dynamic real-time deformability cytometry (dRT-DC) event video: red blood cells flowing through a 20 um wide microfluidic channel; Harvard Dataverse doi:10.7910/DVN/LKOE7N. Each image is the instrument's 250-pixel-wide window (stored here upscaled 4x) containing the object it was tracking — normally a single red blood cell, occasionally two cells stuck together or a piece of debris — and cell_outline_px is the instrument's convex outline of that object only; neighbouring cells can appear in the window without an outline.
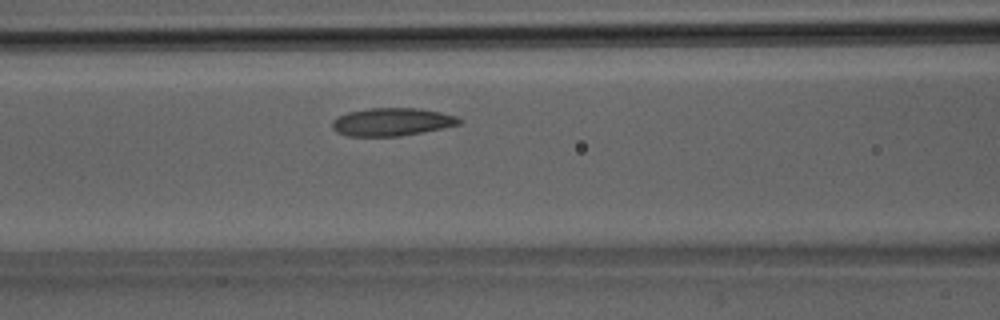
{"species": "Egyptian fruit bat (a non-hibernating species)", "species_latin": "Rousettus aegyptiacus", "temperature_condition": "room temperature", "stored_images_in_passage": 28, "camera_frame_rate_fps": 3000, "um_per_image_px": 0.085, "animal": {"sex": "male"}, "frame": {"image": 1, "passage_image": 6, "time_ms": 1.667, "image_size_px": [1000, 320], "cell_outline_px": [[464, 120], [460, 124], [424, 132], [400, 136], [348, 136], [336, 132], [332, 128], [332, 120], [336, 116], [348, 112], [368, 108], [420, 108], [440, 112], [456, 116]], "centroid_in_image_um": [33.3, 10.36], "position_along_channel_um": 133.3, "area_um2": 20.87}}
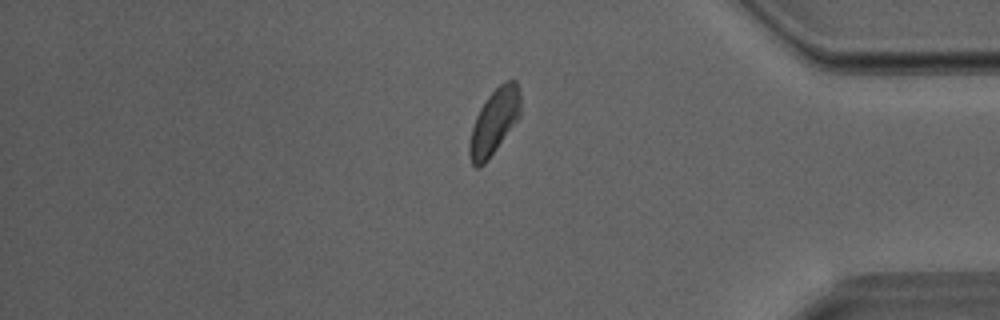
{"frame": {"image": 2, "passage_image": 22, "time_ms": 7.0, "image_size_px": [1000, 320], "cell_outline_px": [[520, 116], [488, 160], [480, 168], [476, 168], [472, 164], [468, 156], [468, 144], [472, 128], [476, 116], [480, 108], [488, 96], [500, 84], [508, 80], [516, 80], [520, 92]], "centroid_in_image_um": [41.99, 10.37], "position_along_channel_um": 393.2, "area_um2": 19.42}}
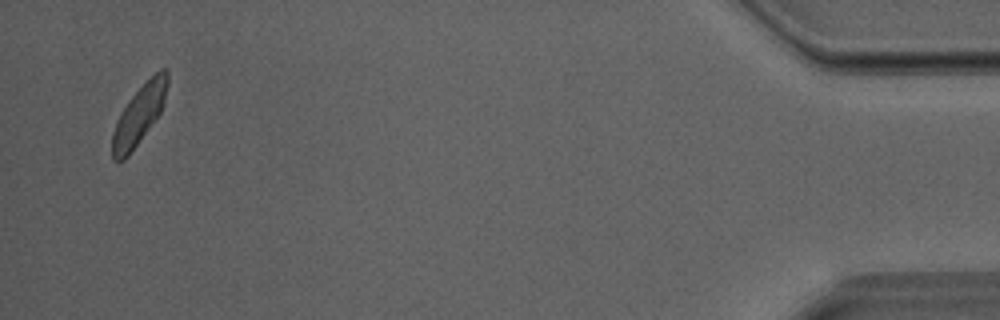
{"frame": {"image": 3, "passage_image": 27, "time_ms": 8.667, "image_size_px": [1000, 320], "cell_outline_px": [[168, 84], [164, 104], [160, 112], [128, 156], [124, 160], [112, 160], [112, 132], [128, 100], [160, 68], [168, 68]], "centroid_in_image_um": [11.84, 9.74], "position_along_channel_um": 423.4, "area_um2": 18.5}}